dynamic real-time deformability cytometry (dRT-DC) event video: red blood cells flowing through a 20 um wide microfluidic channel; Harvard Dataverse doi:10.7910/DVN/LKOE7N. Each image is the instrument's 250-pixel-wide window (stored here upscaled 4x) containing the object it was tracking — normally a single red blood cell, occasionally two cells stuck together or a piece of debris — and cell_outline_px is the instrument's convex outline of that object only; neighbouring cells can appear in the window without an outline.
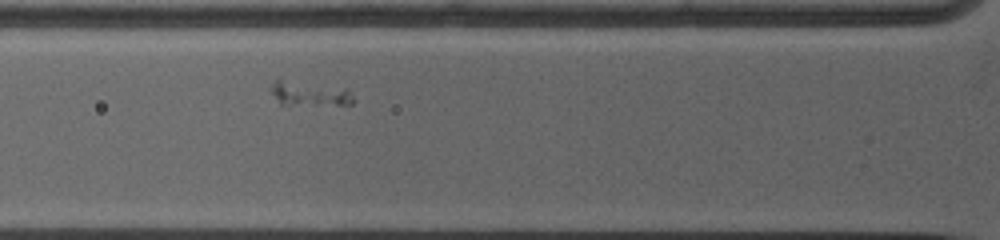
{"species": "common noctule bat (a hibernating species)", "species_latin": "Nyctalus noctula", "temperature_condition": "warm", "stored_images_in_passage": 44, "camera_frame_rate_fps": 5000, "um_per_image_px": 0.085, "animal": {"sex": "female", "body_mass_g": 19.0, "forearm_length_mm": 53.3}, "frame": {"image": 1, "passage_image": 13, "time_ms": 2.4, "image_size_px": [1000, 240], "cell_outline_px": [[356, 100], [352, 104], [280, 104], [268, 92], [272, 84], [280, 76], [348, 88]], "centroid_in_image_um": [26.25, 7.88], "position_along_channel_um": 99.5, "area_um2": 12.66}}
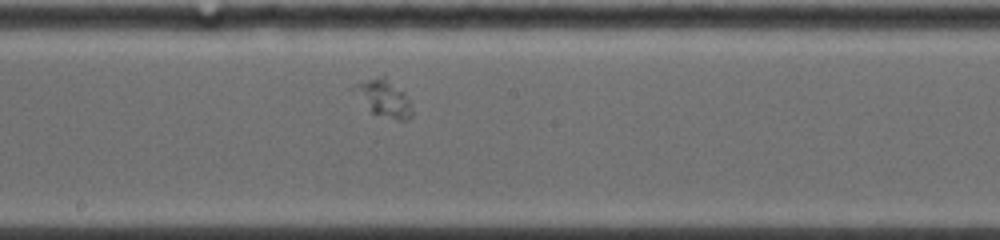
{"frame": {"image": 2, "passage_image": 26, "time_ms": 5.6, "image_size_px": [1000, 240], "cell_outline_px": [[412, 116], [408, 120], [396, 120], [372, 112], [352, 84], [384, 72], [404, 92], [408, 100], [412, 112]], "centroid_in_image_um": [32.68, 8.26], "position_along_channel_um": 215.5, "area_um2": 12.37}}
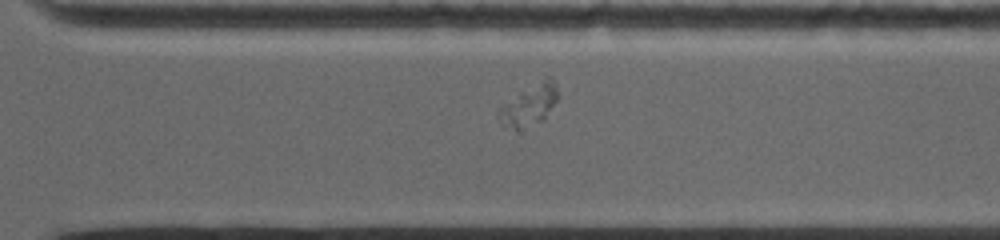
{"frame": {"image": 3, "passage_image": 38, "time_ms": 8.6, "image_size_px": [1000, 240], "cell_outline_px": [[560, 96], [544, 120], [516, 128], [504, 128], [500, 124], [496, 112], [500, 108], [520, 92], [548, 76], [552, 76]], "centroid_in_image_um": [45.02, 8.91], "position_along_channel_um": 325.6, "area_um2": 13.93}}